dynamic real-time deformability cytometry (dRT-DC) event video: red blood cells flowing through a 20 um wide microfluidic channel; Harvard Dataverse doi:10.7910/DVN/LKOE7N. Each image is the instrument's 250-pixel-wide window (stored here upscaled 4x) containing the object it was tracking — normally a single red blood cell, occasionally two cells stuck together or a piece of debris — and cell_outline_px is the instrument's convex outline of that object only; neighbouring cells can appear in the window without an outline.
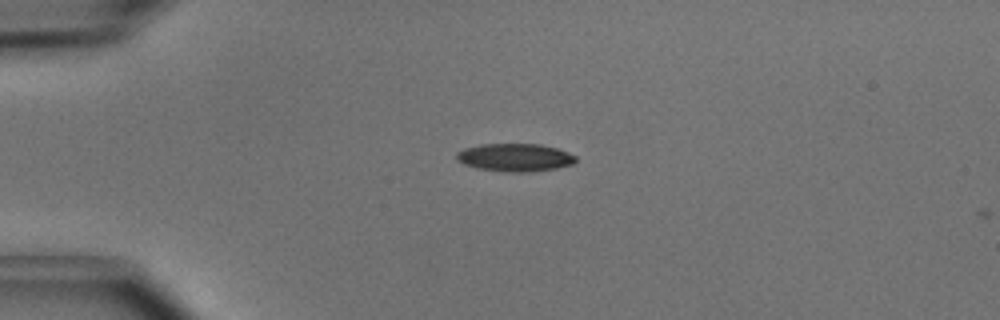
{"species": "common noctule bat (a hibernating species)", "species_latin": "Nyctalus noctula", "temperature_condition": "cold", "stored_images_in_passage": 4, "camera_frame_rate_fps": 3000, "um_per_image_px": 0.085, "animal": {"sex": "male", "body_mass_g": 15.6}, "frame": {"image": 1, "passage_image": 3, "time_ms": 0.667, "image_size_px": [1000, 320], "cell_outline_px": [[576, 160], [572, 164], [556, 168], [528, 172], [504, 172], [476, 168], [464, 164], [456, 160], [456, 152], [464, 148], [480, 144], [540, 144], [556, 148], [568, 152], [576, 156]], "centroid_in_image_um": [43.74, 13.38], "position_along_channel_um": 41.3, "area_um2": 19.48}}